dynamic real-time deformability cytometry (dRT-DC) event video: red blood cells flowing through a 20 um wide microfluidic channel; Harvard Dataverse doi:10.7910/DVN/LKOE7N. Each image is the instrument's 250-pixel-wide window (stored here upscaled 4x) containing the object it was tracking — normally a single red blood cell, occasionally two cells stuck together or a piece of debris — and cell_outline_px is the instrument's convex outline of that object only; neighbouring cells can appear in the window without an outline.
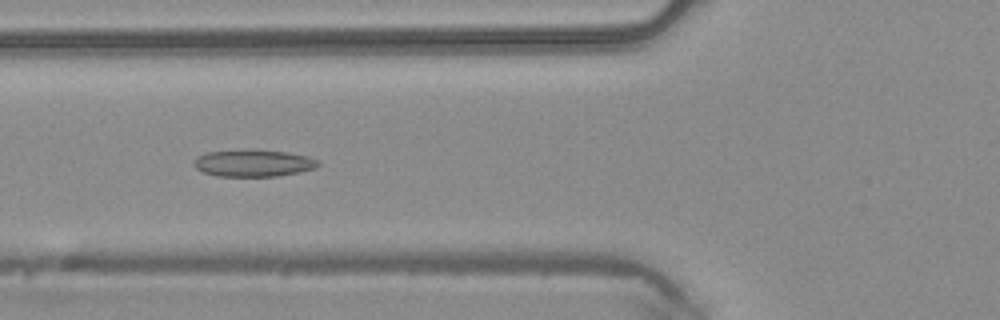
{"species": "common noctule bat (a hibernating species)", "species_latin": "Nyctalus noctula", "temperature_condition": "warm", "stored_images_in_passage": 40, "camera_frame_rate_fps": 3000, "um_per_image_px": 0.085, "animal": {"sex": "male", "body_mass_g": 20.4}, "frame": {"image": 1, "passage_image": 10, "time_ms": 3.0, "image_size_px": [1000, 320], "cell_outline_px": [[320, 164], [316, 168], [276, 176], [216, 176], [204, 172], [196, 168], [192, 164], [196, 156], [208, 152], [288, 152], [308, 156], [320, 160]], "centroid_in_image_um": [21.55, 13.9], "position_along_channel_um": 104.2, "area_um2": 18.73}}
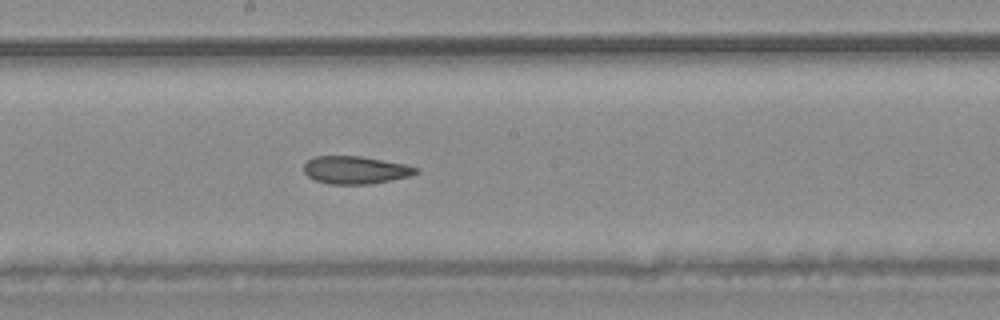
{"frame": {"image": 2, "passage_image": 18, "time_ms": 5.667, "image_size_px": [1000, 320], "cell_outline_px": [[420, 172], [408, 176], [372, 184], [328, 184], [316, 180], [308, 176], [304, 172], [304, 164], [312, 156], [360, 156], [404, 164], [420, 168]], "centroid_in_image_um": [30.21, 14.45], "position_along_channel_um": 218.0, "area_um2": 18.09}}
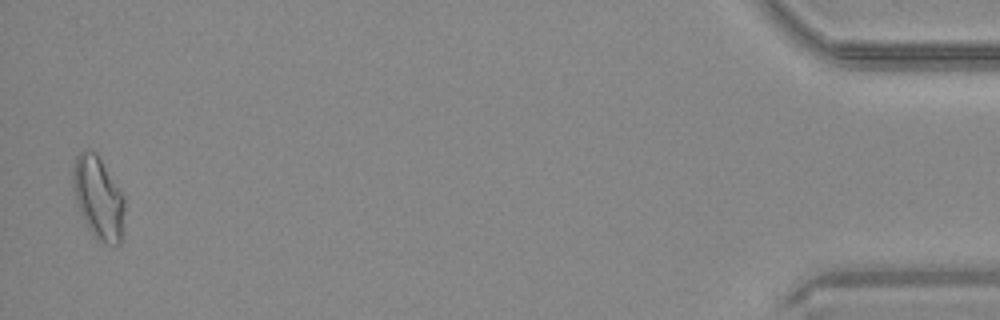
{"frame": {"image": 3, "passage_image": 39, "time_ms": 12.667, "image_size_px": [1000, 320], "cell_outline_px": [[124, 232], [120, 244], [104, 244], [96, 240], [92, 236], [76, 204], [72, 184], [72, 168], [76, 156], [84, 148], [88, 148], [96, 152], [124, 196]], "centroid_in_image_um": [8.35, 16.83], "position_along_channel_um": 426.9, "area_um2": 25.37}, "authors_computed_cell_mechanics": {"area_um2": 19.3341, "velocity_mm_per_s": 4.2548, "shape_relaxation_time_tau1_ms": null, "shape_relaxation_time_tau2_ms": 5.6645, "deformation_change_tau1": null, "deformation_change_tau2": 0.1439}}